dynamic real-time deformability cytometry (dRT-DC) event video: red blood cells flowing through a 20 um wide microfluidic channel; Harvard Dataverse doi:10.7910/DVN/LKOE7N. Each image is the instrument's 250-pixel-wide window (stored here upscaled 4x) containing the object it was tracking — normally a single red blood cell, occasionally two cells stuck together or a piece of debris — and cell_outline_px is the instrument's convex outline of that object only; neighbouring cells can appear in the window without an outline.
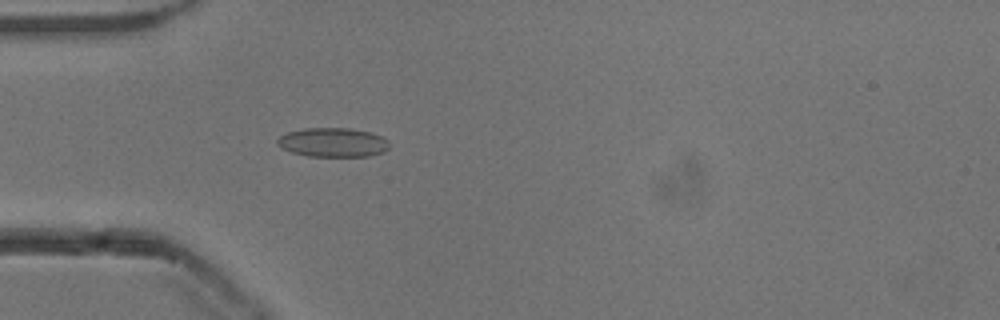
{"species": "common noctule bat (a hibernating species)", "species_latin": "Nyctalus noctula", "temperature_condition": "cold", "stored_images_in_passage": 44, "camera_frame_rate_fps": 3000, "um_per_image_px": 0.085, "animal": {"sex": "male", "body_mass_g": 13.3}, "frame": {"image": 1, "passage_image": 7, "time_ms": 2.0, "image_size_px": [1000, 320], "cell_outline_px": [[388, 148], [384, 152], [368, 156], [308, 156], [292, 152], [280, 148], [276, 144], [276, 140], [280, 136], [288, 132], [304, 128], [348, 128], [368, 132], [380, 136], [388, 140]], "centroid_in_image_um": [28.26, 12.1], "position_along_channel_um": 56.7, "area_um2": 18.96}}
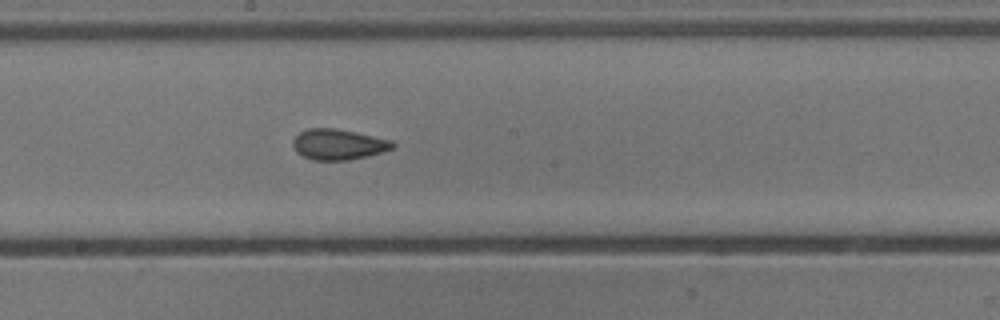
{"frame": {"image": 2, "passage_image": 20, "time_ms": 6.333, "image_size_px": [1000, 320], "cell_outline_px": [[396, 148], [368, 156], [348, 160], [312, 160], [296, 152], [292, 144], [292, 140], [300, 132], [308, 128], [336, 128], [392, 140], [396, 144]], "centroid_in_image_um": [28.78, 12.27], "position_along_channel_um": 219.4, "area_um2": 17.92}}
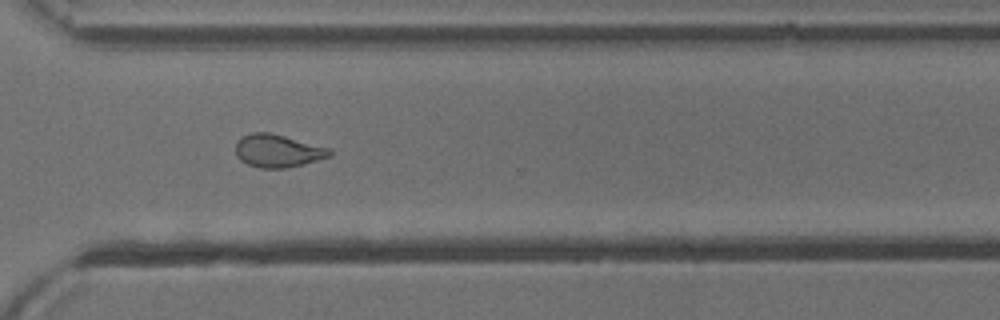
{"frame": {"image": 3, "passage_image": 30, "time_ms": 9.667, "image_size_px": [1000, 320], "cell_outline_px": [[332, 156], [304, 164], [284, 168], [260, 168], [248, 164], [240, 160], [236, 156], [236, 144], [244, 136], [252, 132], [268, 132], [332, 148]], "centroid_in_image_um": [23.65, 12.83], "position_along_channel_um": 346.9, "area_um2": 17.98}, "authors_computed_cell_mechanics": {"area_um2": 18.1492, "velocity_mm_per_s": 3.8403, "shape_relaxation_time_tau1_ms": 6.4515, "shape_relaxation_time_tau2_ms": 1.3646, "deformation_change_tau1": 0.1574, "deformation_change_tau2": 0.0832}}